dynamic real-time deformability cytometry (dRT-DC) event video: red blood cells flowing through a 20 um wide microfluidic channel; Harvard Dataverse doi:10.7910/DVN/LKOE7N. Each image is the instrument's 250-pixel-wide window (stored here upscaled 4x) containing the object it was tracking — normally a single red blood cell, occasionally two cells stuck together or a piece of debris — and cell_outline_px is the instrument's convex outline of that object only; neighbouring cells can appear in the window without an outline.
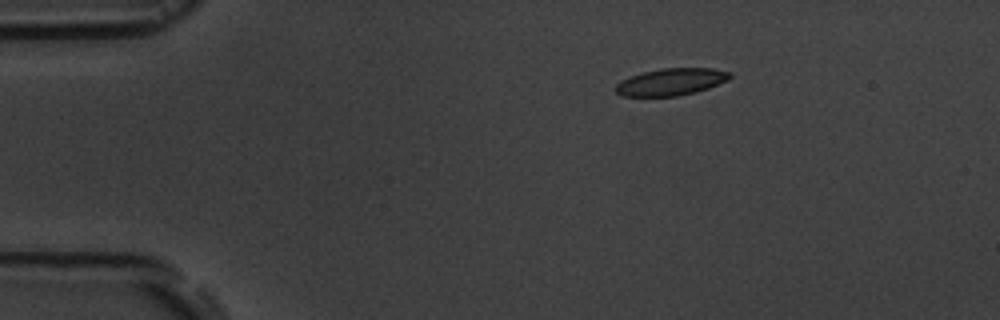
{"species": "common noctule bat (a hibernating species)", "species_latin": "Nyctalus noctula", "temperature_condition": "room temperature", "stored_images_in_passage": 4, "camera_frame_rate_fps": 3000, "um_per_image_px": 0.085, "animal": {"sex": "male", "body_mass_g": 19.5, "forearm_length_mm": 54.6}, "frame": {"image": 1, "passage_image": 2, "time_ms": 2.0, "image_size_px": [1000, 320], "cell_outline_px": [[732, 76], [728, 80], [708, 88], [696, 92], [676, 96], [620, 96], [616, 92], [616, 84], [620, 80], [628, 76], [640, 72], [660, 68], [712, 68], [732, 72]], "centroid_in_image_um": [57.02, 6.95], "position_along_channel_um": 28.0, "area_um2": 18.26}}